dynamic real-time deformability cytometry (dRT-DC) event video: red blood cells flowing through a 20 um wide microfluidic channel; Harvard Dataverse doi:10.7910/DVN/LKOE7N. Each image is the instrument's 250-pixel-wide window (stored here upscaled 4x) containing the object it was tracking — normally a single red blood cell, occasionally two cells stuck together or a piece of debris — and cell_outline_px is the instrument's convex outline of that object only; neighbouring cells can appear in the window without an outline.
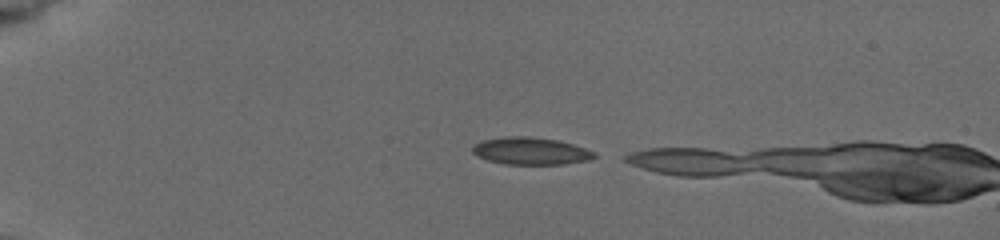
{"species": "common noctule bat (a hibernating species)", "species_latin": "Nyctalus noctula", "temperature_condition": "cold", "stored_images_in_passage": 2, "camera_frame_rate_fps": 3000, "um_per_image_px": 0.085, "animal": {"sex": "female", "body_mass_g": 19.5, "forearm_length_mm": 54.1}, "frame": {"image": 1, "passage_image": 1, "time_ms": 0.0, "image_size_px": [1000, 240], "cell_outline_px": [[596, 156], [588, 160], [564, 164], [504, 164], [488, 160], [472, 152], [472, 148], [480, 140], [504, 136], [528, 136], [560, 140], [596, 152]], "centroid_in_image_um": [45.11, 12.82], "position_along_channel_um": 39.9, "area_um2": 19.36}}